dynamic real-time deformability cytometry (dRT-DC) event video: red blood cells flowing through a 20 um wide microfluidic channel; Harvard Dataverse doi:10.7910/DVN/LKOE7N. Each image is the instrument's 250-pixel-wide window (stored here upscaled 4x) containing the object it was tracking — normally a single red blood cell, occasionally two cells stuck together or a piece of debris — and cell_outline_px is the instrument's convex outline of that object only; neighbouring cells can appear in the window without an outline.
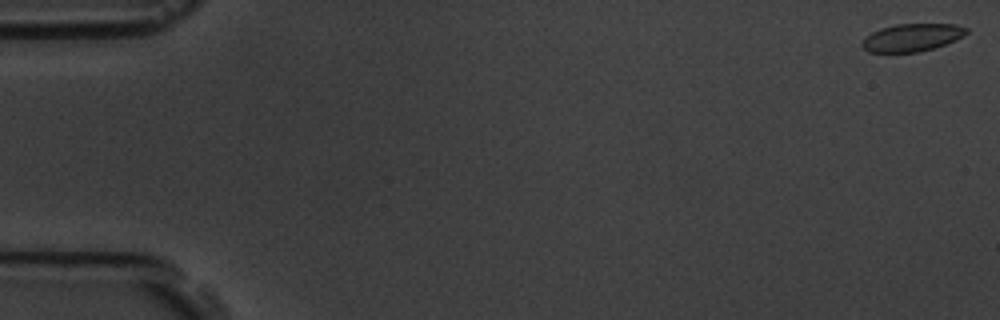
{"species": "common noctule bat (a hibernating species)", "species_latin": "Nyctalus noctula", "temperature_condition": "room temperature", "stored_images_in_passage": 16, "camera_frame_rate_fps": 3000, "um_per_image_px": 0.085, "animal": {"sex": "male", "body_mass_g": 19.5, "forearm_length_mm": 54.6}, "frame": {"image": 1, "passage_image": 1, "time_ms": 0.0, "image_size_px": [1000, 320], "cell_outline_px": [[968, 32], [964, 36], [956, 40], [920, 52], [868, 52], [860, 44], [872, 32], [880, 28], [896, 24], [956, 24], [968, 28]], "centroid_in_image_um": [77.54, 3.18], "position_along_channel_um": 7.5, "area_um2": 16.76}}
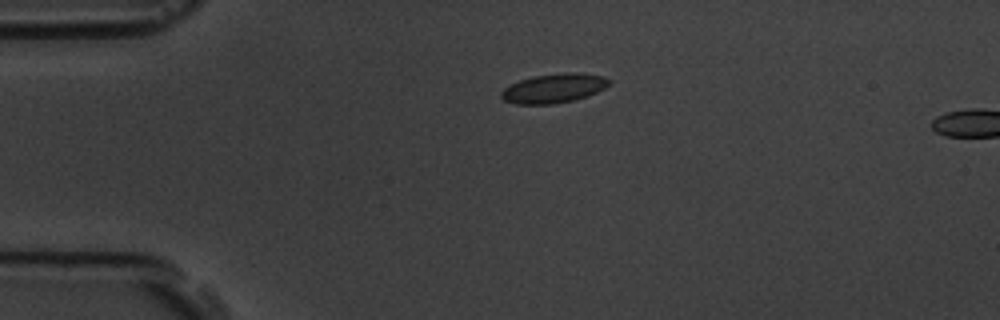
{"frame": {"image": 2, "passage_image": 13, "time_ms": 4.0, "image_size_px": [1000, 320], "cell_outline_px": [[612, 84], [588, 96], [572, 100], [552, 104], [516, 104], [504, 100], [500, 96], [500, 92], [504, 88], [520, 80], [532, 76], [568, 72], [572, 72], [604, 76], [612, 80]], "centroid_in_image_um": [47.09, 7.5], "position_along_channel_um": 37.9, "area_um2": 18.38}}